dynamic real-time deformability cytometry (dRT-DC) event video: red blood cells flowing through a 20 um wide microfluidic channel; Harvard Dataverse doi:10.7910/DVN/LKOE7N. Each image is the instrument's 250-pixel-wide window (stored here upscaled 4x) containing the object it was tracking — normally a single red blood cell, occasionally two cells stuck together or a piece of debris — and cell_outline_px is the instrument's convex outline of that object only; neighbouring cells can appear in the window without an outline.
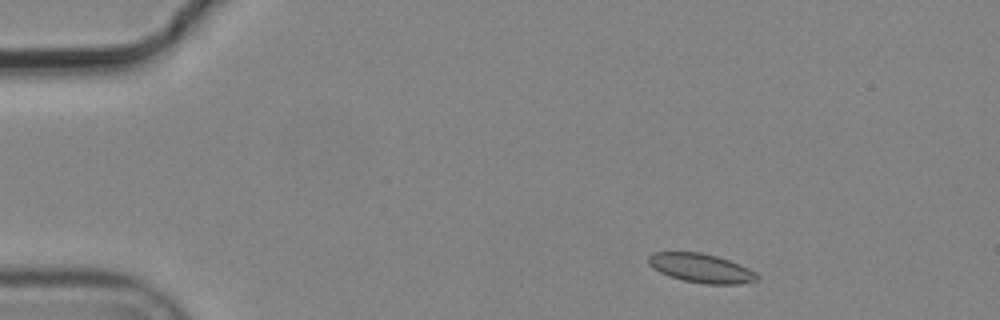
{"species": "common noctule bat (a hibernating species)", "species_latin": "Nyctalus noctula", "temperature_condition": "cold", "stored_images_in_passage": 4, "camera_frame_rate_fps": 3000, "um_per_image_px": 0.085, "animal": {"sex": "male", "body_mass_g": 19.2, "forearm_length_mm": 51.8}, "frame": {"image": 1, "passage_image": 2, "time_ms": 0.333, "image_size_px": [1000, 320], "cell_outline_px": [[760, 276], [756, 280], [740, 284], [704, 284], [684, 280], [668, 276], [652, 268], [648, 264], [648, 256], [652, 252], [700, 252], [716, 256], [740, 264], [756, 272]], "centroid_in_image_um": [59.58, 22.79], "position_along_channel_um": 25.4, "area_um2": 18.44}}